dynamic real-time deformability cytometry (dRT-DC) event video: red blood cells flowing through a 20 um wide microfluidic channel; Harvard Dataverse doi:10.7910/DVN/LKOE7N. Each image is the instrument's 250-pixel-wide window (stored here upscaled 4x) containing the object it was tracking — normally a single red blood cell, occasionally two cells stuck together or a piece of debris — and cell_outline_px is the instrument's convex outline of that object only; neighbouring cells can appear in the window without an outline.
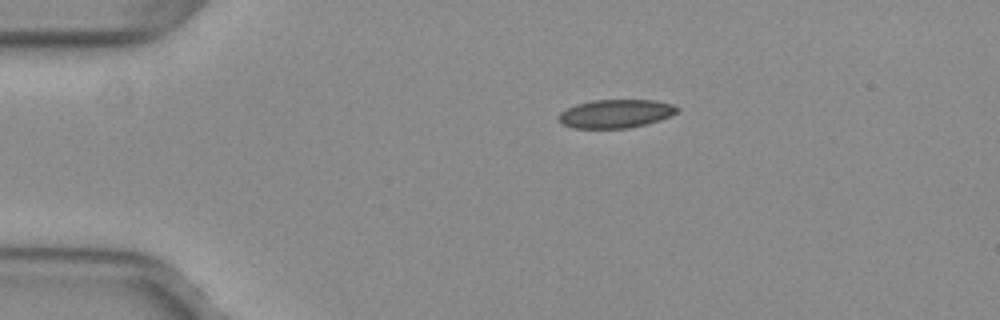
{"species": "common noctule bat (a hibernating species)", "species_latin": "Nyctalus noctula", "temperature_condition": "warm", "stored_images_in_passage": 34, "camera_frame_rate_fps": 3000, "um_per_image_px": 0.085, "animal": {"sex": "female", "body_mass_g": 29.2, "forearm_length_mm": 56.3}, "frame": {"image": 1, "passage_image": 1, "time_ms": 0.0, "image_size_px": [1000, 320], "cell_outline_px": [[680, 108], [676, 112], [660, 120], [648, 124], [628, 128], [572, 128], [564, 124], [556, 116], [560, 112], [576, 104], [592, 100], [656, 100], [672, 104]], "centroid_in_image_um": [52.33, 9.66], "position_along_channel_um": 32.7, "area_um2": 19.65}}
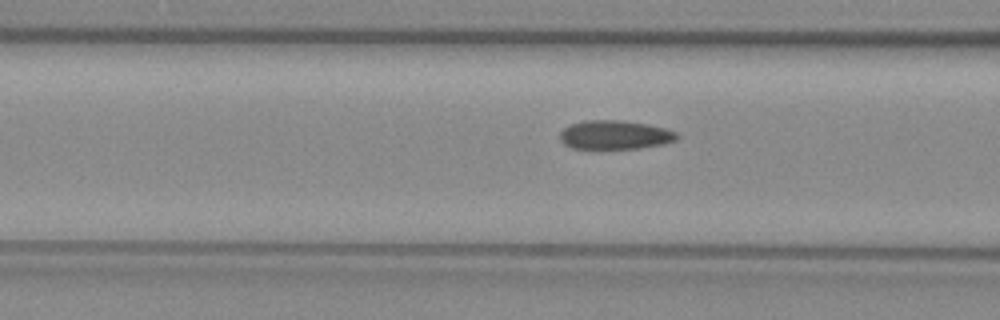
{"frame": {"image": 2, "passage_image": 11, "time_ms": 3.333, "image_size_px": [1000, 320], "cell_outline_px": [[680, 136], [676, 140], [664, 144], [640, 148], [572, 148], [564, 144], [560, 140], [560, 132], [564, 128], [572, 124], [584, 120], [620, 120], [648, 124], [664, 128], [676, 132]], "centroid_in_image_um": [52.28, 11.46], "position_along_channel_um": 114.3, "area_um2": 19.65}}
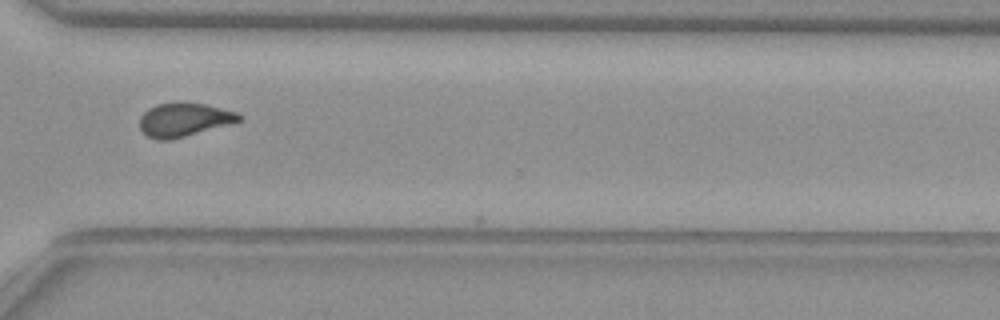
{"frame": {"image": 3, "passage_image": 29, "time_ms": 9.333, "image_size_px": [1000, 320], "cell_outline_px": [[244, 120], [232, 124], [168, 140], [156, 140], [148, 136], [140, 128], [140, 116], [148, 108], [156, 104], [204, 104], [236, 112], [244, 116]], "centroid_in_image_um": [15.67, 10.2], "position_along_channel_um": 354.9, "area_um2": 19.13}, "authors_computed_cell_mechanics": {"area_um2": 19.8543, "velocity_mm_per_s": 4.0184, "shape_relaxation_time_tau1_ms": null, "shape_relaxation_time_tau2_ms": 1.5941, "deformation_change_tau1": null, "deformation_change_tau2": 0.0662}}